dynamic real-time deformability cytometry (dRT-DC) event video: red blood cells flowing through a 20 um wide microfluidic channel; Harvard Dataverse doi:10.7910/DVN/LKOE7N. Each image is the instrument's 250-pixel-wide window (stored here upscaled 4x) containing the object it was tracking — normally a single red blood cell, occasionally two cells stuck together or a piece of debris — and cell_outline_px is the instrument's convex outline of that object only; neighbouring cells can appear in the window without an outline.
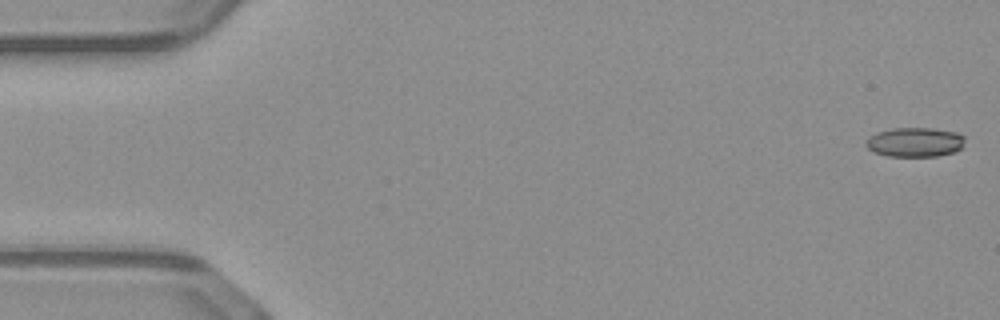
{"species": "common noctule bat (a hibernating species)", "species_latin": "Nyctalus noctula", "temperature_condition": "warm", "stored_images_in_passage": 13, "camera_frame_rate_fps": 3000, "um_per_image_px": 0.085, "animal": {"sex": "male", "body_mass_g": 23.1, "forearm_length_mm": 52.7}, "frame": {"image": 1, "passage_image": 1, "time_ms": 0.0, "image_size_px": [1000, 320], "cell_outline_px": [[964, 140], [960, 148], [956, 152], [936, 156], [888, 156], [872, 152], [864, 144], [872, 136], [880, 132], [892, 128], [932, 128], [956, 132], [964, 136]], "centroid_in_image_um": [77.78, 12.09], "position_along_channel_um": 7.2, "area_um2": 16.82}}